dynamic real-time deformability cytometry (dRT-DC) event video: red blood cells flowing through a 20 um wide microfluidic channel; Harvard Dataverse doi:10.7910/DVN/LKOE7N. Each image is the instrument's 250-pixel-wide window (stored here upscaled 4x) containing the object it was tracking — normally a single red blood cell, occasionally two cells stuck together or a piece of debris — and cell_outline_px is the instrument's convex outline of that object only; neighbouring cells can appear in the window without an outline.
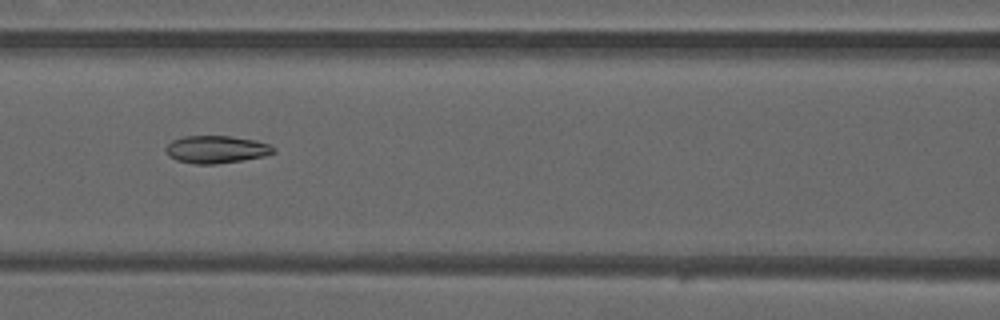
{"species": "common noctule bat (a hibernating species)", "species_latin": "Nyctalus noctula", "temperature_condition": "warm", "stored_images_in_passage": 5, "camera_frame_rate_fps": 3000, "um_per_image_px": 0.085, "animal": {"sex": "male", "forearm_length_mm": 52.5}, "frame": {"image": 1, "passage_image": 5, "time_ms": 1.333, "image_size_px": [1000, 320], "cell_outline_px": [[276, 152], [264, 156], [216, 164], [196, 164], [176, 160], [168, 156], [164, 148], [172, 140], [184, 136], [232, 136], [256, 140], [268, 144], [276, 148]], "centroid_in_image_um": [18.38, 12.69], "position_along_channel_um": 148.2, "area_um2": 17.34}}